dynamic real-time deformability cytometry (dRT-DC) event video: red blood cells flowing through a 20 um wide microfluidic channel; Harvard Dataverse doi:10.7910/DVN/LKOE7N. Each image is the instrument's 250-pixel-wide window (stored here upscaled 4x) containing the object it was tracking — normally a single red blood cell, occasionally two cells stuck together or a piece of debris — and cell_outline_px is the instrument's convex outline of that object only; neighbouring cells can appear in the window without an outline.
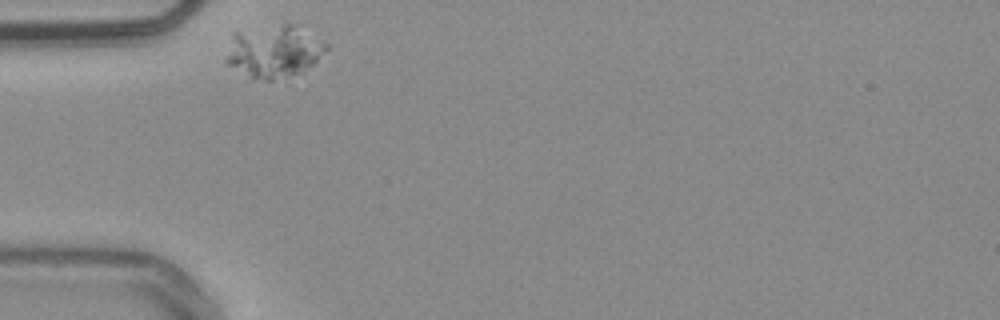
{"species": "common noctule bat (a hibernating species)", "species_latin": "Nyctalus noctula", "temperature_condition": "warm", "stored_images_in_passage": 32, "camera_frame_rate_fps": 3000, "um_per_image_px": 0.085, "animal": {"sex": "male", "body_mass_g": 20.4}, "frame": {"image": 1, "passage_image": 1, "time_ms": 0.0, "image_size_px": [1000, 320], "cell_outline_px": [[328, 48], [312, 64], [300, 72], [272, 80], [264, 80], [252, 76], [224, 64], [224, 60], [232, 32], [280, 24], [292, 24], [324, 40], [328, 44]], "centroid_in_image_um": [23.25, 4.34], "position_along_channel_um": 61.8, "area_um2": 30.23}}
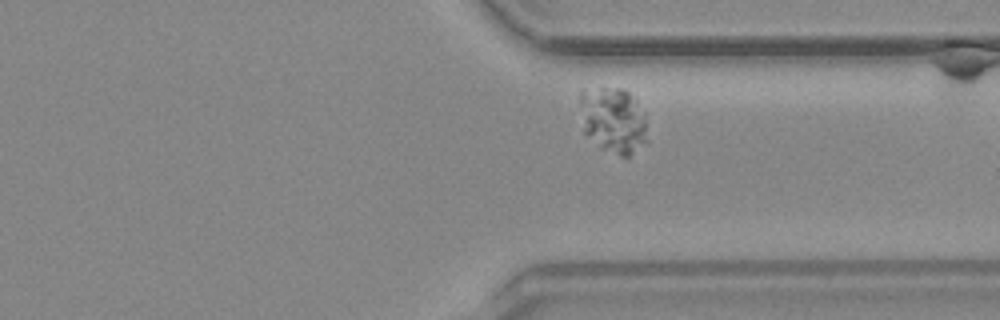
{"frame": {"image": 2, "passage_image": 28, "time_ms": 9.0, "image_size_px": [1000, 320], "cell_outline_px": [[648, 144], [628, 156], [620, 156], [600, 148], [584, 132], [580, 104], [580, 88], [624, 88], [636, 100], [644, 112], [648, 140]], "centroid_in_image_um": [52.15, 10.21], "position_along_channel_um": 359.3, "area_um2": 26.36}}